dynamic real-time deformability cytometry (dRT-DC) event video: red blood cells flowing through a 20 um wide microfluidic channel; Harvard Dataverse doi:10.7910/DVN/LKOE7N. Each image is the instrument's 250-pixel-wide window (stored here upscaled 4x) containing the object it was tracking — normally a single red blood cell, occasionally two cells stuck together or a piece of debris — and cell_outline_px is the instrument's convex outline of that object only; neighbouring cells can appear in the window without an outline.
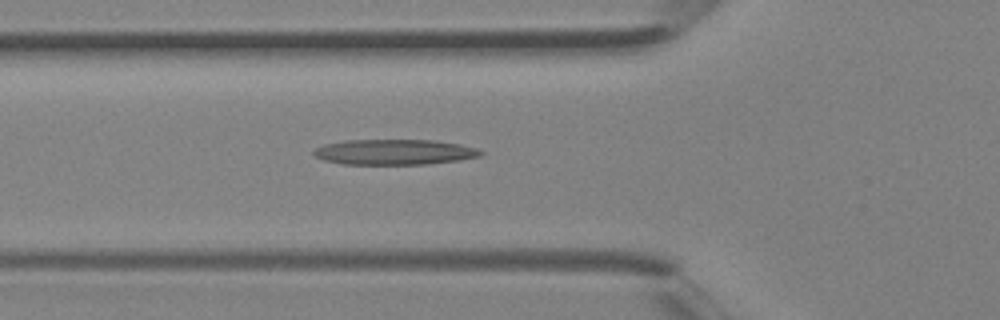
{"species": "Egyptian fruit bat (a non-hibernating species)", "species_latin": "Rousettus aegyptiacus", "temperature_condition": "room temperature", "stored_images_in_passage": 14, "camera_frame_rate_fps": 3000, "um_per_image_px": 0.085, "animal": {"sex": "female"}, "frame": {"image": 1, "passage_image": 14, "time_ms": 4.333, "image_size_px": [1000, 320], "cell_outline_px": [[484, 152], [480, 156], [460, 160], [428, 164], [340, 164], [324, 160], [316, 156], [312, 152], [316, 148], [324, 144], [344, 140], [432, 140], [460, 144], [476, 148]], "centroid_in_image_um": [33.52, 12.92], "position_along_channel_um": 92.3, "area_um2": 24.74}}